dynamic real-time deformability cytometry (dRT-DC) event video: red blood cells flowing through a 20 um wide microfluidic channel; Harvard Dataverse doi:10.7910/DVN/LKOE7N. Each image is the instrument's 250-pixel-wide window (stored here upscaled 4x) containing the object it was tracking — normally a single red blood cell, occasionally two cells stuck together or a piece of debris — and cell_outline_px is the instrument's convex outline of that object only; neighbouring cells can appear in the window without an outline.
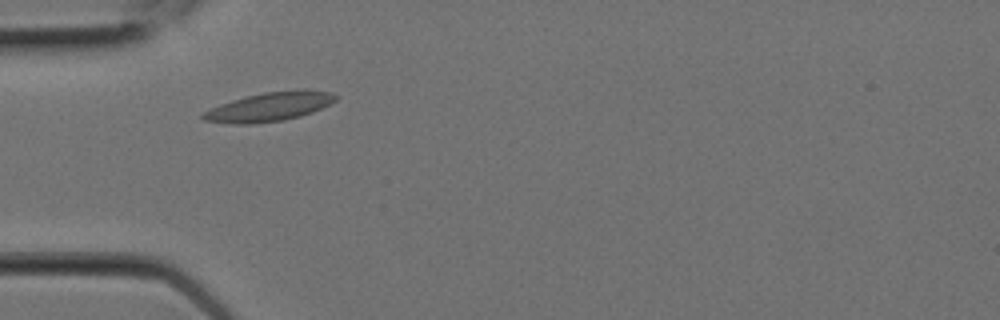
{"species": "Egyptian fruit bat (a non-hibernating species)", "species_latin": "Rousettus aegyptiacus", "temperature_condition": "room temperature", "stored_images_in_passage": 2, "camera_frame_rate_fps": 3000, "um_per_image_px": 0.085, "animal": {"sex": "female"}, "frame": {"image": 1, "passage_image": 1, "time_ms": 0.0, "image_size_px": [1000, 320], "cell_outline_px": [[336, 100], [312, 112], [300, 116], [284, 120], [252, 124], [232, 124], [204, 120], [200, 116], [204, 112], [220, 104], [232, 100], [264, 92], [300, 88], [304, 88], [332, 92], [336, 96]], "centroid_in_image_um": [22.92, 9.06], "position_along_channel_um": 62.1, "area_um2": 22.43}}
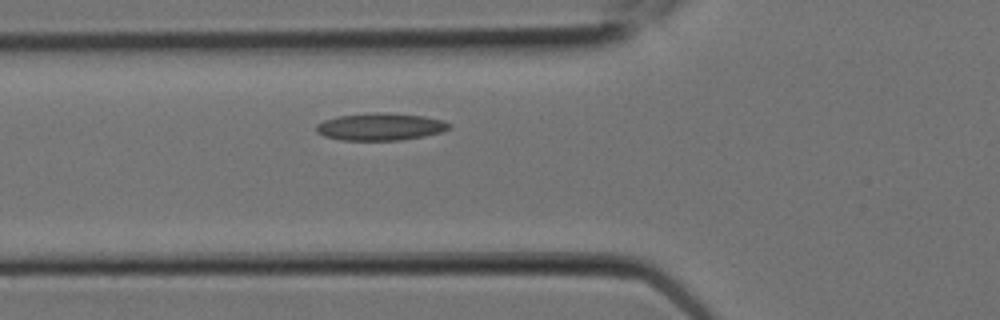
{"frame": {"image": 2, "passage_image": 2, "time_ms": 0.333, "image_size_px": [1000, 320], "cell_outline_px": [[452, 128], [440, 132], [424, 136], [400, 140], [340, 140], [324, 136], [316, 132], [316, 124], [324, 120], [340, 116], [372, 112], [388, 112], [424, 116], [444, 120], [452, 124]], "centroid_in_image_um": [32.36, 10.76], "position_along_channel_um": 93.4, "area_um2": 21.33}}